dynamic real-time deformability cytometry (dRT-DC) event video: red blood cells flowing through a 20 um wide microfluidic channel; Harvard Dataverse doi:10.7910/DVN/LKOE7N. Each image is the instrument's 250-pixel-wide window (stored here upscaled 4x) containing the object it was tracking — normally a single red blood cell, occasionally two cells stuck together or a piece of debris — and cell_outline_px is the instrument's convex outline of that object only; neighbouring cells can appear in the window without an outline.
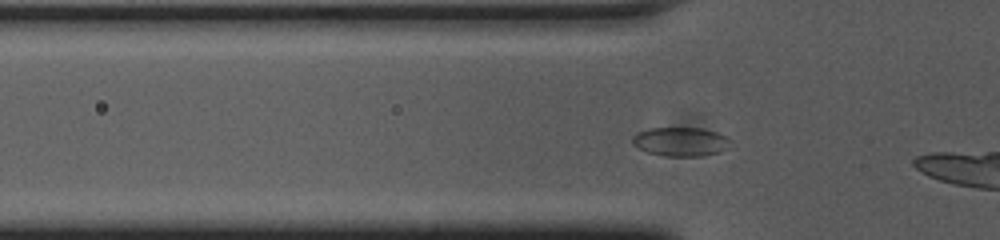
{"species": "common noctule bat (a hibernating species)", "species_latin": "Nyctalus noctula", "temperature_condition": "cold", "stored_images_in_passage": 10, "camera_frame_rate_fps": 3000, "um_per_image_px": 0.085, "animal": {"sex": "female", "body_mass_g": 23.0, "forearm_length_mm": 53.4}, "frame": {"image": 1, "passage_image": 7, "time_ms": 2.0, "image_size_px": [1000, 240], "cell_outline_px": [[732, 140], [728, 148], [720, 152], [704, 156], [664, 156], [648, 152], [632, 144], [632, 136], [636, 132], [648, 128], [700, 128], [716, 132], [728, 136]], "centroid_in_image_um": [57.88, 12.04], "position_along_channel_um": 67.9, "area_um2": 16.76}}